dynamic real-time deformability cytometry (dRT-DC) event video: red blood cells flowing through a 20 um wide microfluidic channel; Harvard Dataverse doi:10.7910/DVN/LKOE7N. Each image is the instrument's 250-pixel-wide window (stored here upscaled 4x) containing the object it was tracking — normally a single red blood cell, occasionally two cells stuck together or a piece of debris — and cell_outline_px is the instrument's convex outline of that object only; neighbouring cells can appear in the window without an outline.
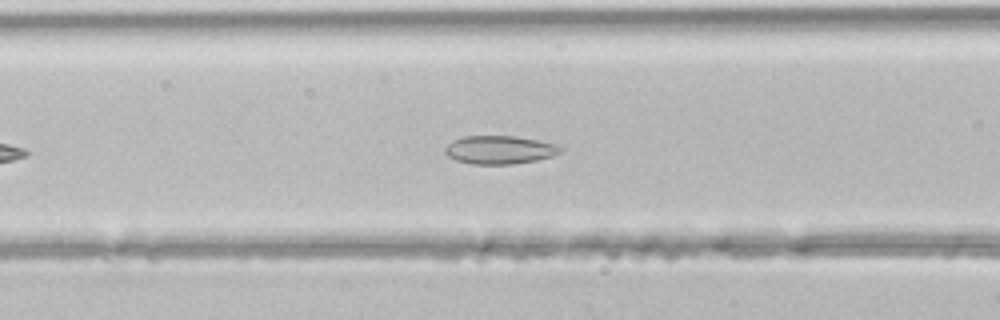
{"species": "common noctule bat (a hibernating species)", "species_latin": "Nyctalus noctula", "temperature_condition": "room temperature", "stored_images_in_passage": 39, "camera_frame_rate_fps": 3000, "um_per_image_px": 0.085, "animal": {"sex": "male", "body_mass_g": 21.5, "forearm_length_mm": 52.0}, "frame": {"image": 1, "passage_image": 10, "time_ms": 3.0, "image_size_px": [1000, 320], "cell_outline_px": [[564, 152], [552, 156], [536, 160], [512, 164], [472, 164], [456, 160], [448, 156], [444, 152], [444, 148], [452, 140], [464, 136], [516, 136], [556, 144], [564, 148]], "centroid_in_image_um": [42.48, 12.73], "position_along_channel_um": 124.1, "area_um2": 19.13}}
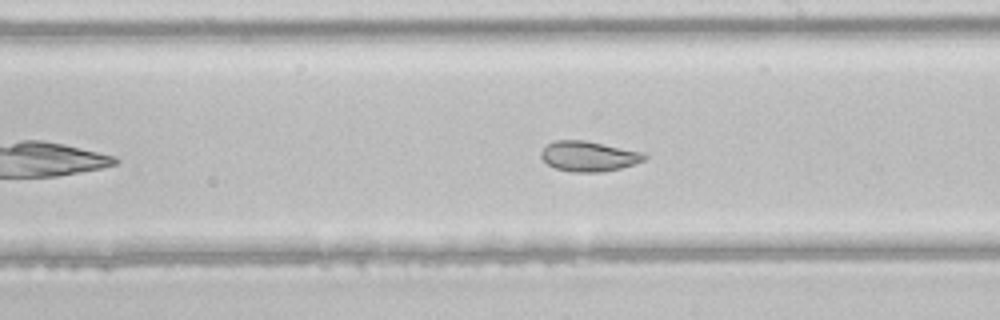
{"frame": {"image": 2, "passage_image": 18, "time_ms": 5.667, "image_size_px": [1000, 320], "cell_outline_px": [[648, 156], [644, 160], [636, 164], [620, 168], [600, 172], [568, 172], [556, 168], [548, 164], [540, 156], [540, 152], [548, 144], [556, 140], [584, 140], [644, 152]], "centroid_in_image_um": [50.06, 13.28], "position_along_channel_um": 238.9, "area_um2": 18.21}}
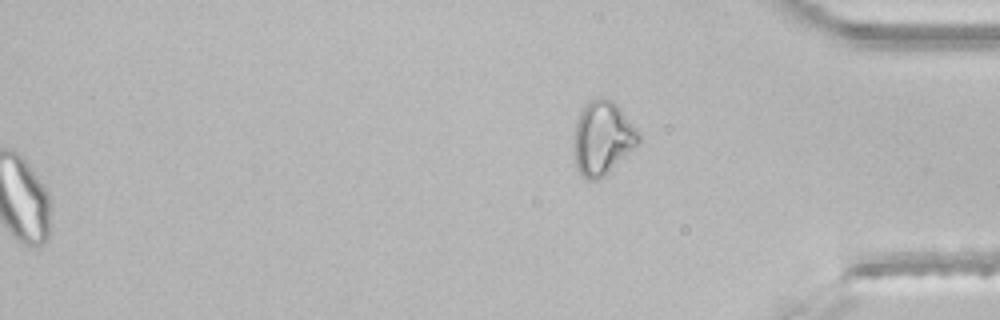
{"frame": {"image": 3, "passage_image": 39, "time_ms": 12.667, "image_size_px": [1000, 320], "cell_outline_px": [[640, 144], [636, 148], [604, 176], [596, 180], [588, 180], [580, 176], [576, 168], [572, 144], [572, 136], [576, 120], [584, 104], [588, 100], [600, 96], [604, 96], [612, 100], [620, 108], [640, 132]], "centroid_in_image_um": [51.19, 11.73], "position_along_channel_um": 384.0, "area_um2": 28.73}}